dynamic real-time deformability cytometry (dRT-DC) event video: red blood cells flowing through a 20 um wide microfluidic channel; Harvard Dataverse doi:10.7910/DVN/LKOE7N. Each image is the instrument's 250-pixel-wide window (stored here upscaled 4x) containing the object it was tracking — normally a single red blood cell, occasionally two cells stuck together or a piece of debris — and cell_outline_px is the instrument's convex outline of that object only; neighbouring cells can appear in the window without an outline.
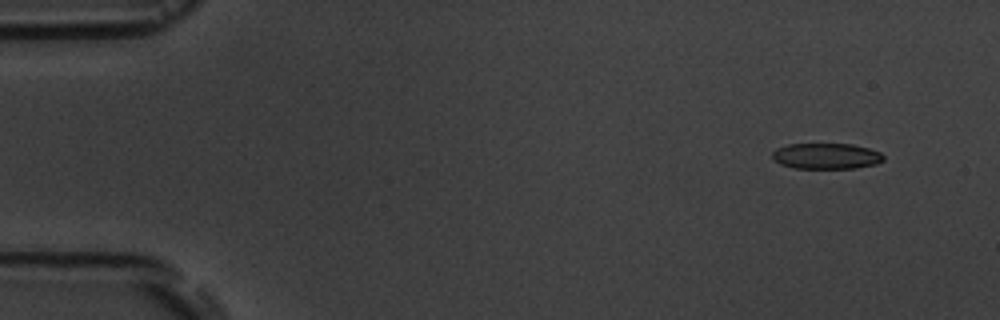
{"species": "common noctule bat (a hibernating species)", "species_latin": "Nyctalus noctula", "temperature_condition": "room temperature", "stored_images_in_passage": 5, "camera_frame_rate_fps": 3000, "um_per_image_px": 0.085, "animal": {"sex": "male", "body_mass_g": 19.5, "forearm_length_mm": 54.6}, "frame": {"image": 1, "passage_image": 1, "time_ms": 0.0, "image_size_px": [1000, 320], "cell_outline_px": [[884, 160], [876, 164], [856, 168], [792, 168], [780, 164], [772, 156], [772, 152], [776, 148], [788, 144], [852, 144], [868, 148], [880, 152], [884, 156]], "centroid_in_image_um": [70.24, 13.26], "position_along_channel_um": 14.8, "area_um2": 16.76}}